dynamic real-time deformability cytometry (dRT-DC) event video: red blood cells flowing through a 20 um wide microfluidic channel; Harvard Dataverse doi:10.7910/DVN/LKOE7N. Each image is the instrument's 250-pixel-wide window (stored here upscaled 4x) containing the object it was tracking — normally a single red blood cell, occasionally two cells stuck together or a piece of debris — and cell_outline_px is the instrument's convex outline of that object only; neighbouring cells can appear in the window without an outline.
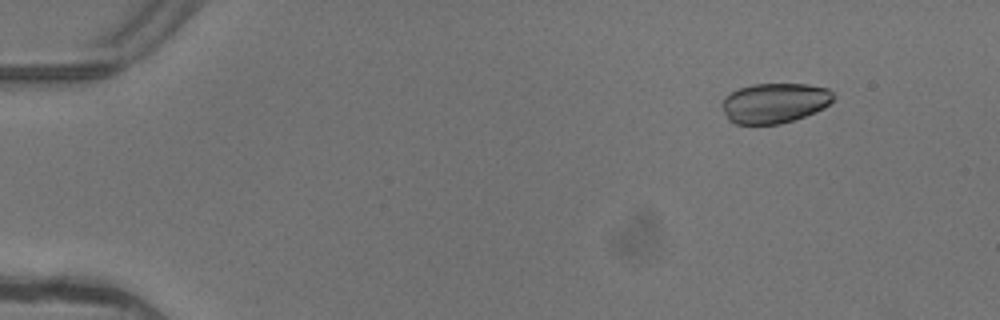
{"species": "common noctule bat (a hibernating species)", "species_latin": "Nyctalus noctula", "temperature_condition": "warm", "stored_images_in_passage": 6, "camera_frame_rate_fps": 3000, "um_per_image_px": 0.085, "animal": {"sex": "female"}, "frame": {"image": 1, "passage_image": 2, "time_ms": 0.333, "image_size_px": [1000, 320], "cell_outline_px": [[836, 96], [824, 108], [816, 112], [780, 124], [736, 124], [728, 120], [720, 104], [724, 96], [740, 88], [752, 84], [808, 84], [828, 88]], "centroid_in_image_um": [65.83, 8.75], "position_along_channel_um": 19.2, "area_um2": 26.13}}
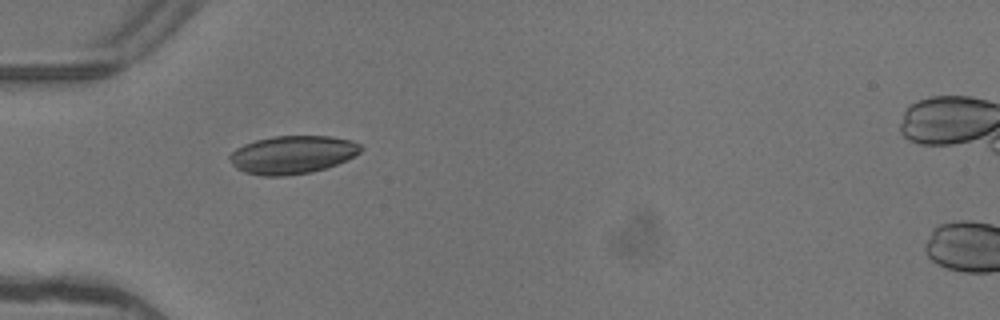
{"frame": {"image": 2, "passage_image": 5, "time_ms": 1.333, "image_size_px": [1000, 320], "cell_outline_px": [[364, 148], [356, 156], [336, 164], [312, 172], [284, 176], [264, 176], [244, 172], [236, 168], [232, 164], [228, 156], [236, 148], [244, 144], [256, 140], [272, 136], [328, 136], [352, 140], [360, 144]], "centroid_in_image_um": [24.86, 13.15], "position_along_channel_um": 60.1, "area_um2": 29.19}}